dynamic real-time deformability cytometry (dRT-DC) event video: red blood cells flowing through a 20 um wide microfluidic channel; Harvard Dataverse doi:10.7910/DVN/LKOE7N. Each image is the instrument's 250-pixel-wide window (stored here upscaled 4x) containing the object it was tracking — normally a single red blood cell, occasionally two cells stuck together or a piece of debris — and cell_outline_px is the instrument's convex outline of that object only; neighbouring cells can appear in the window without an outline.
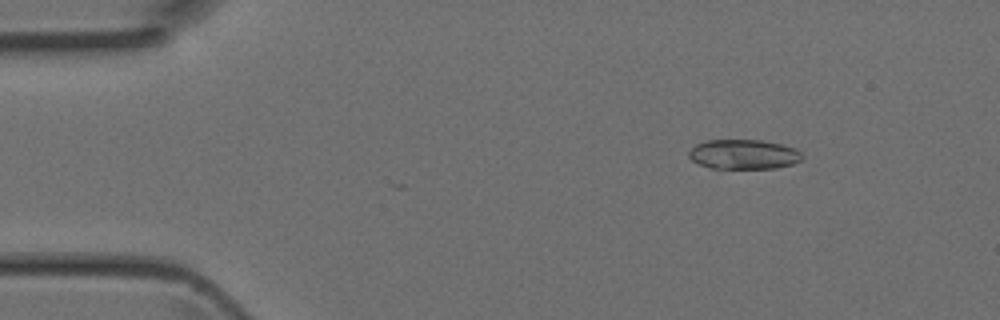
{"species": "Egyptian fruit bat (a non-hibernating species)", "species_latin": "Rousettus aegyptiacus", "temperature_condition": "room temperature", "stored_images_in_passage": 4, "camera_frame_rate_fps": 3000, "um_per_image_px": 0.085, "animal": {"sex": "female"}, "frame": {"image": 1, "passage_image": 2, "time_ms": 0.333, "image_size_px": [1000, 320], "cell_outline_px": [[804, 156], [800, 160], [792, 164], [776, 168], [708, 168], [692, 160], [688, 156], [688, 152], [696, 144], [708, 140], [760, 140], [780, 144], [796, 148]], "centroid_in_image_um": [63.21, 13.12], "position_along_channel_um": 21.8, "area_um2": 19.54}}